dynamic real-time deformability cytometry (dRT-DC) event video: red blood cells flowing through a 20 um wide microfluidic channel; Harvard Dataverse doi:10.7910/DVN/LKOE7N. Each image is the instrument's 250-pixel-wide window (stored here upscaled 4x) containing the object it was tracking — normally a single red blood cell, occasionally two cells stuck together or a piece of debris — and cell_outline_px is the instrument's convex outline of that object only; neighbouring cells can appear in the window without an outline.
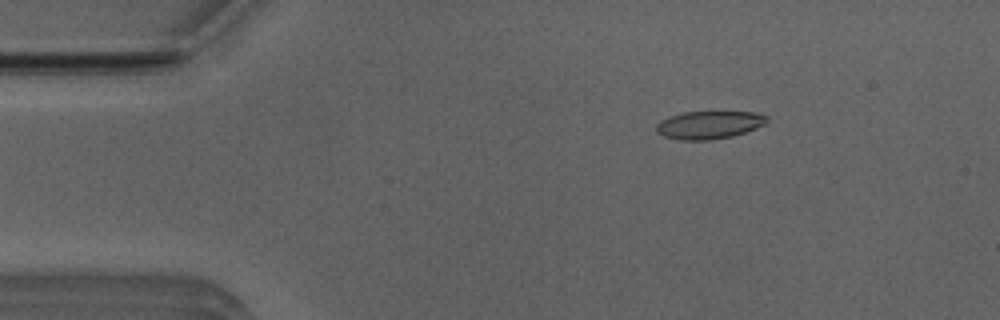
{"species": "Egyptian fruit bat (a non-hibernating species)", "species_latin": "Rousettus aegyptiacus", "temperature_condition": "room temperature", "stored_images_in_passage": 49, "camera_frame_rate_fps": 3000, "um_per_image_px": 0.085, "animal": {"sex": "male"}, "frame": {"image": 1, "passage_image": 6, "time_ms": 1.667, "image_size_px": [1000, 320], "cell_outline_px": [[768, 120], [764, 124], [756, 128], [732, 136], [708, 140], [680, 140], [664, 136], [656, 132], [656, 124], [660, 120], [668, 116], [684, 112], [752, 112], [768, 116]], "centroid_in_image_um": [60.23, 10.61], "position_along_channel_um": 24.8, "area_um2": 17.92}}
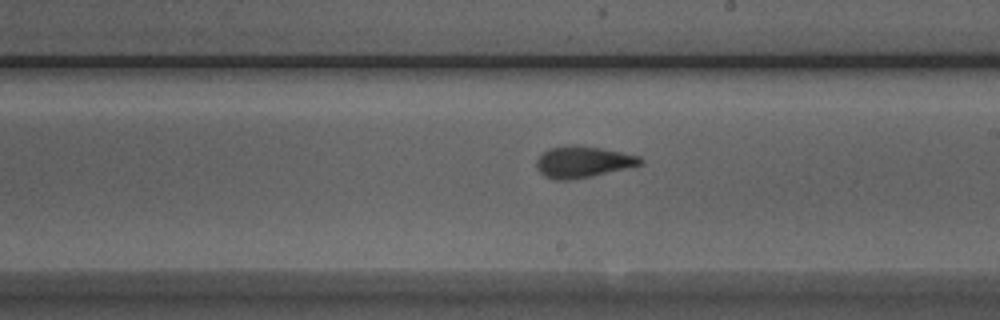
{"frame": {"image": 2, "passage_image": 27, "time_ms": 8.667, "image_size_px": [1000, 320], "cell_outline_px": [[644, 164], [592, 176], [568, 180], [556, 180], [544, 176], [536, 168], [536, 160], [548, 148], [564, 144], [576, 144], [600, 148], [640, 156], [644, 160]], "centroid_in_image_um": [49.53, 13.75], "position_along_channel_um": 239.5, "area_um2": 19.19}}
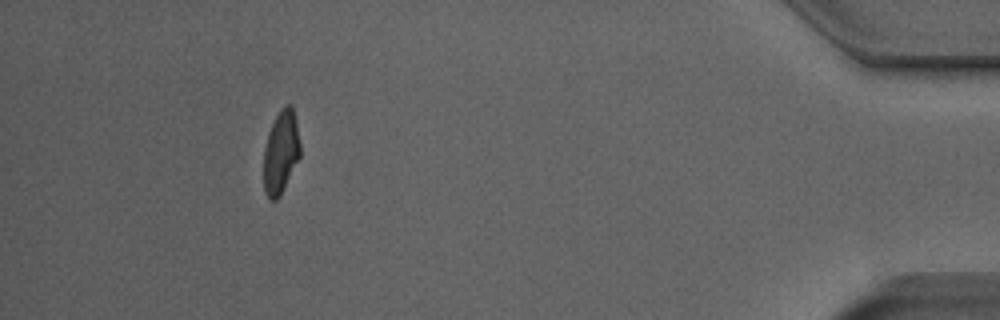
{"frame": {"image": 3, "passage_image": 45, "time_ms": 14.667, "image_size_px": [1000, 320], "cell_outline_px": [[300, 156], [280, 196], [276, 200], [268, 200], [264, 192], [264, 148], [268, 132], [280, 108], [284, 104], [292, 104], [300, 144]], "centroid_in_image_um": [23.86, 12.94], "position_along_channel_um": 411.3, "area_um2": 17.69}, "authors_computed_cell_mechanics": {"area_um2": 18.3804, "velocity_mm_per_s": 3.9859, "shape_relaxation_time_tau1_ms": 6.8087, "shape_relaxation_time_tau2_ms": 1.2475, "deformation_change_tau1": 0.2211, "deformation_change_tau2": 0.0846}}